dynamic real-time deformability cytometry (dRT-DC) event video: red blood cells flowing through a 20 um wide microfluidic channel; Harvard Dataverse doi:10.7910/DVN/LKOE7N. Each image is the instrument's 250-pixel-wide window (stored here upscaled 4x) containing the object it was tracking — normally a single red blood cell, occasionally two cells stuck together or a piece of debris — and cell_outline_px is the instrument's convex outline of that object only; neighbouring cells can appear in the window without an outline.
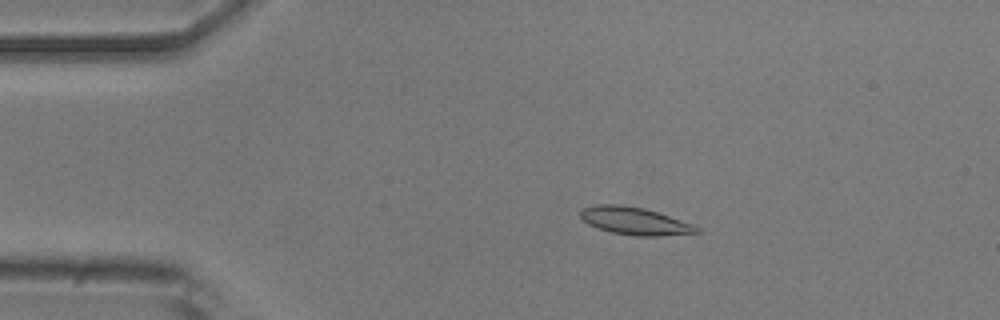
{"species": "common noctule bat (a hibernating species)", "species_latin": "Nyctalus noctula", "temperature_condition": "room temperature", "stored_images_in_passage": 53, "camera_frame_rate_fps": 3000, "um_per_image_px": 0.085, "animal": {"sex": "male", "body_mass_g": 20.5, "forearm_length_mm": 52.5}, "frame": {"image": 1, "passage_image": 10, "time_ms": 3.0, "image_size_px": [1000, 320], "cell_outline_px": [[700, 232], [660, 236], [636, 236], [612, 232], [596, 228], [588, 224], [580, 216], [580, 208], [596, 204], [620, 204], [644, 208], [696, 224], [700, 228]], "centroid_in_image_um": [53.96, 18.77], "position_along_channel_um": 31.0, "area_um2": 18.9}}
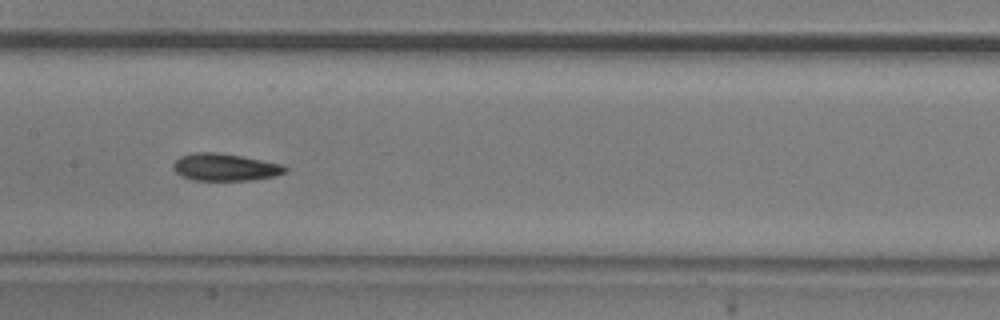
{"frame": {"image": 2, "passage_image": 26, "time_ms": 8.333, "image_size_px": [1000, 320], "cell_outline_px": [[288, 172], [276, 176], [252, 180], [192, 180], [180, 176], [172, 168], [172, 164], [180, 156], [196, 152], [216, 152], [240, 156], [280, 164], [288, 168]], "centroid_in_image_um": [19.1, 14.22], "position_along_channel_um": 188.3, "area_um2": 17.8}}
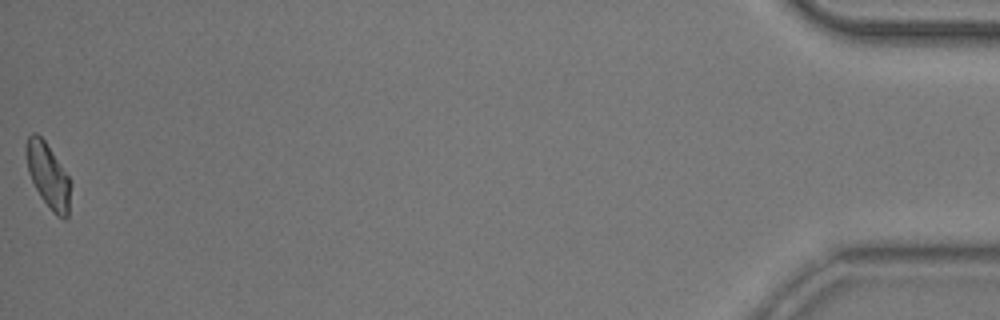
{"frame": {"image": 3, "passage_image": 53, "time_ms": 17.333, "image_size_px": [1000, 320], "cell_outline_px": [[72, 184], [68, 216], [64, 220], [56, 216], [52, 212], [40, 196], [28, 172], [24, 152], [24, 148], [28, 136], [32, 132], [36, 132], [44, 140], [72, 180]], "centroid_in_image_um": [4.1, 14.93], "position_along_channel_um": 431.1, "area_um2": 17.17}, "authors_computed_cell_mechanics": {"area_um2": 17.5712, "velocity_mm_per_s": 3.8119, "shape_relaxation_time_tau1_ms": 3.9095, "shape_relaxation_time_tau2_ms": 4.0292, "deformation_change_tau1": 0.1272, "deformation_change_tau2": 0.1015}}